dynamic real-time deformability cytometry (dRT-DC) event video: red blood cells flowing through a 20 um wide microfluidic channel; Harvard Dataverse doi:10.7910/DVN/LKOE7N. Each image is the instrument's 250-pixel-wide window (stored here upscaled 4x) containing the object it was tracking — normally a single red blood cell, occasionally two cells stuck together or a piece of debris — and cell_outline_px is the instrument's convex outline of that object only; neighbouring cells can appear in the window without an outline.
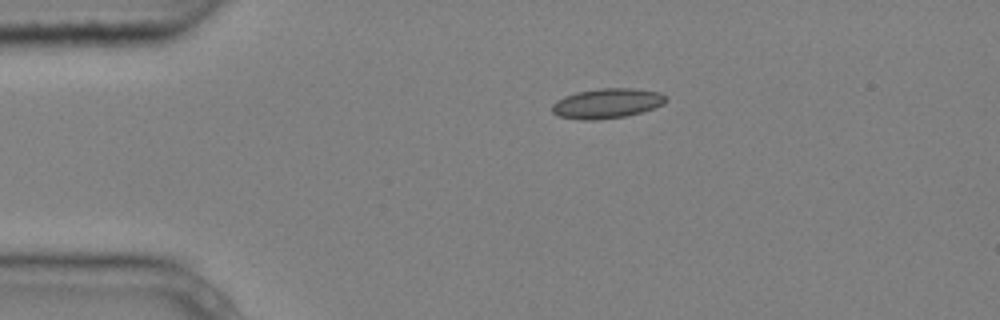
{"species": "common noctule bat (a hibernating species)", "species_latin": "Nyctalus noctula", "temperature_condition": "cold", "stored_images_in_passage": 2, "camera_frame_rate_fps": 3000, "um_per_image_px": 0.085, "animal": {"sex": "male", "body_mass_g": 20.4}, "frame": {"image": 1, "passage_image": 1, "time_ms": 0.0, "image_size_px": [1000, 320], "cell_outline_px": [[668, 100], [664, 104], [640, 112], [624, 116], [596, 120], [580, 120], [560, 116], [552, 112], [552, 104], [556, 100], [564, 96], [576, 92], [600, 88], [632, 88], [660, 92], [668, 96]], "centroid_in_image_um": [51.6, 8.77], "position_along_channel_um": 33.4, "area_um2": 19.88}}